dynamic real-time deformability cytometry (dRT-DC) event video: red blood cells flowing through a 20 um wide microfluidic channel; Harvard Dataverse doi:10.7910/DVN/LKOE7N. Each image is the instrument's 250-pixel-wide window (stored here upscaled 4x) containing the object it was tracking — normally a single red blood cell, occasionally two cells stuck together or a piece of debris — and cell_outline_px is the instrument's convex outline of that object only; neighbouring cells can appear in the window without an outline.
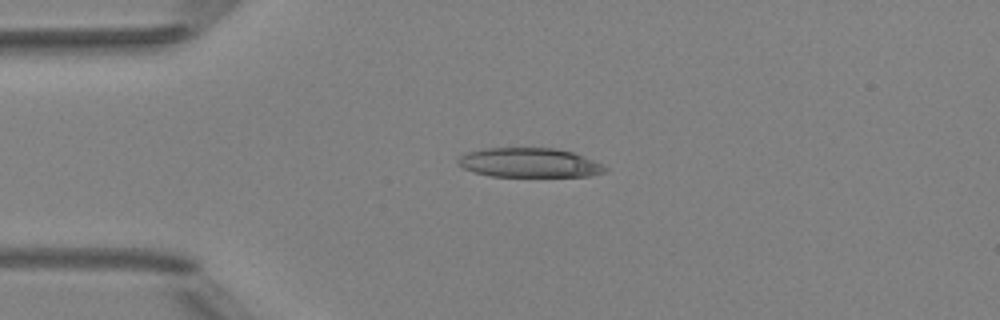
{"species": "Egyptian fruit bat (a non-hibernating species)", "species_latin": "Rousettus aegyptiacus", "temperature_condition": "room temperature", "stored_images_in_passage": 3, "camera_frame_rate_fps": 3000, "um_per_image_px": 0.085, "animal": {"sex": "female"}, "frame": {"image": 1, "passage_image": 3, "time_ms": 2.333, "image_size_px": [1000, 320], "cell_outline_px": [[608, 168], [604, 172], [588, 176], [492, 176], [476, 172], [464, 168], [456, 164], [456, 160], [460, 156], [468, 152], [484, 148], [552, 148], [572, 152], [584, 156]], "centroid_in_image_um": [44.96, 13.82], "position_along_channel_um": 40.0, "area_um2": 24.91}}